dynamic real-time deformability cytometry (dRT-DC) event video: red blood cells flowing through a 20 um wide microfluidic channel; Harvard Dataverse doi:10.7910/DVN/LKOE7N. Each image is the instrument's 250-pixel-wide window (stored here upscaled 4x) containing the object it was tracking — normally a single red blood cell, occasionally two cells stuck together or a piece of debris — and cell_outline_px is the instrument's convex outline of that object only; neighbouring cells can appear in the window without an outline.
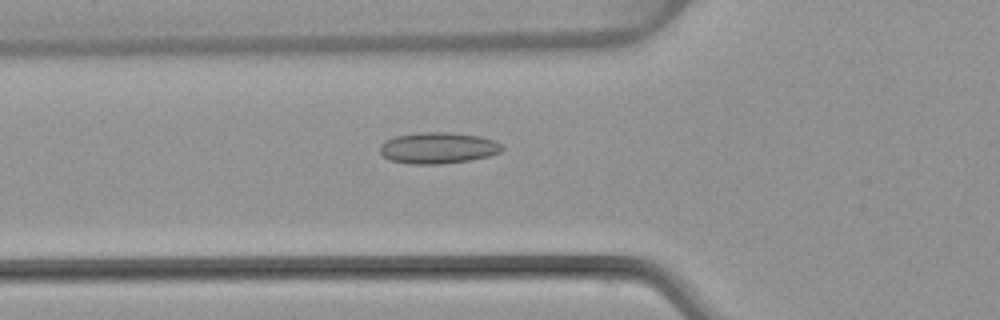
{"species": "common noctule bat (a hibernating species)", "species_latin": "Nyctalus noctula", "temperature_condition": "warm", "stored_images_in_passage": 50, "camera_frame_rate_fps": 3000, "um_per_image_px": 0.085, "animal": {"sex": "female", "body_mass_g": 22.7, "forearm_length_mm": 54.2}, "frame": {"image": 1, "passage_image": 18, "time_ms": 5.667, "image_size_px": [1000, 320], "cell_outline_px": [[504, 148], [500, 152], [488, 156], [468, 160], [440, 164], [408, 164], [392, 160], [384, 156], [380, 152], [380, 144], [384, 140], [396, 136], [420, 132], [448, 132], [480, 136], [492, 140], [500, 144]], "centroid_in_image_um": [37.2, 12.57], "position_along_channel_um": 88.6, "area_um2": 22.14}}
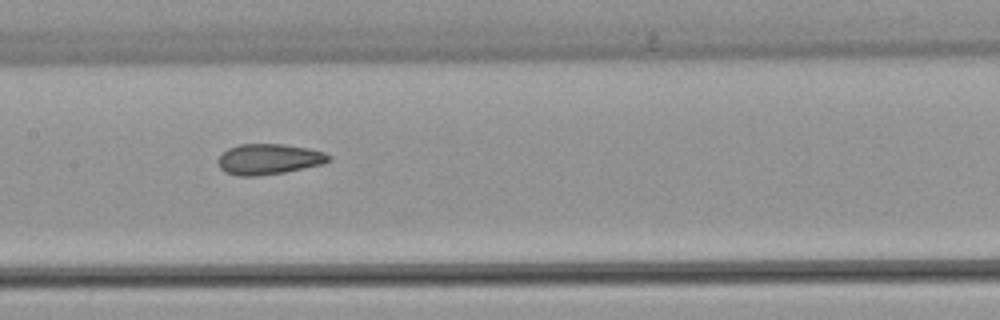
{"frame": {"image": 2, "passage_image": 25, "time_ms": 8.0, "image_size_px": [1000, 320], "cell_outline_px": [[332, 160], [324, 164], [284, 172], [256, 176], [236, 176], [224, 172], [216, 164], [216, 160], [228, 148], [240, 144], [284, 144], [308, 148], [324, 152], [332, 156]], "centroid_in_image_um": [22.85, 13.53], "position_along_channel_um": 184.6, "area_um2": 20.0}}
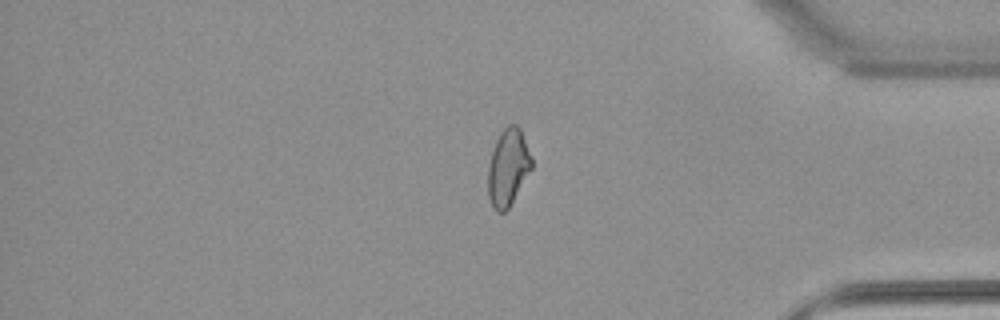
{"frame": {"image": 3, "passage_image": 42, "time_ms": 13.667, "image_size_px": [1000, 320], "cell_outline_px": [[532, 168], [508, 208], [504, 212], [496, 212], [492, 208], [488, 196], [488, 164], [496, 140], [500, 132], [508, 124], [516, 124], [520, 128], [532, 156]], "centroid_in_image_um": [43.17, 14.22], "position_along_channel_um": 392.0, "area_um2": 19.59}, "authors_computed_cell_mechanics": {"area_um2": 20.4323, "velocity_mm_per_s": 4.0874, "shape_relaxation_time_tau1_ms": null, "shape_relaxation_time_tau2_ms": 1.6772, "deformation_change_tau1": null, "deformation_change_tau2": 0.0817}}